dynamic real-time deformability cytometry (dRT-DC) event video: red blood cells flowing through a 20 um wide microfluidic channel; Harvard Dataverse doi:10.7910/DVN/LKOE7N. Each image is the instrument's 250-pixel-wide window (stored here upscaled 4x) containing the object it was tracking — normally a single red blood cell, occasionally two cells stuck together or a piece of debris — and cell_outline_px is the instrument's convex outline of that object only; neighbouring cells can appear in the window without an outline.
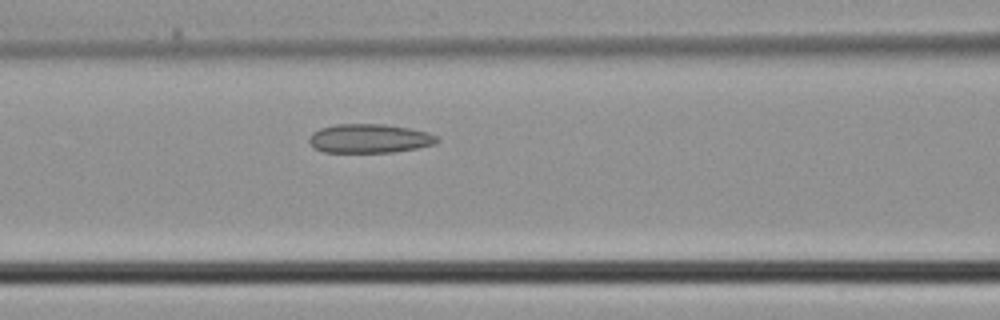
{"species": "common noctule bat (a hibernating species)", "species_latin": "Nyctalus noctula", "temperature_condition": "cold", "stored_images_in_passage": 5, "camera_frame_rate_fps": 3000, "um_per_image_px": 0.085, "animal": {"sex": "male", "body_mass_g": 21.5, "forearm_length_mm": 52.0}, "frame": {"image": 1, "passage_image": 5, "time_ms": 1.333, "image_size_px": [1000, 320], "cell_outline_px": [[440, 140], [436, 144], [396, 152], [324, 152], [312, 148], [308, 140], [308, 136], [312, 132], [320, 128], [336, 124], [384, 124], [408, 128], [428, 132], [436, 136]], "centroid_in_image_um": [31.37, 11.77], "position_along_channel_um": 135.2, "area_um2": 21.79}}